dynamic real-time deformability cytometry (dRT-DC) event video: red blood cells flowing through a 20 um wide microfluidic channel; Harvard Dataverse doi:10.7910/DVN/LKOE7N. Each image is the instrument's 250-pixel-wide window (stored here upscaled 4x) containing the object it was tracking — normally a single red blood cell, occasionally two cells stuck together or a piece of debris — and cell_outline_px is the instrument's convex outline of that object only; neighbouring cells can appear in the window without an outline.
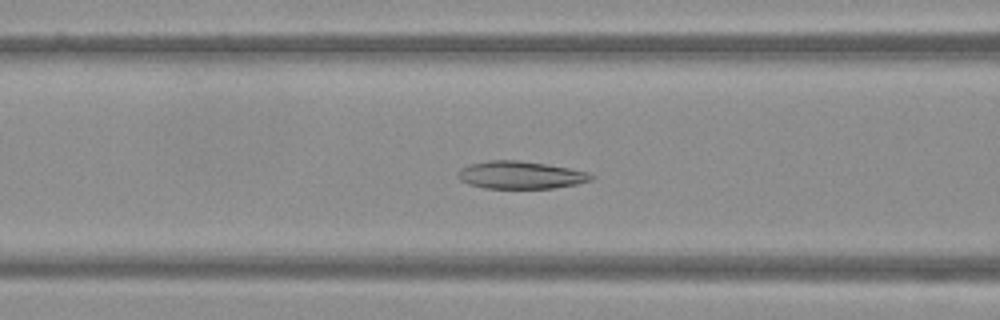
{"species": "Egyptian fruit bat (a non-hibernating species)", "species_latin": "Rousettus aegyptiacus", "temperature_condition": "warm", "stored_images_in_passage": 35, "camera_frame_rate_fps": 3000, "um_per_image_px": 0.085, "frame": {"image": 1, "passage_image": 5, "time_ms": 1.333, "image_size_px": [1000, 320], "cell_outline_px": [[596, 176], [592, 180], [576, 184], [552, 188], [484, 188], [468, 184], [460, 180], [456, 176], [456, 172], [460, 168], [468, 164], [488, 160], [520, 160], [568, 168], [588, 172]], "centroid_in_image_um": [44.19, 14.87], "position_along_channel_um": 122.4, "area_um2": 21.56}}
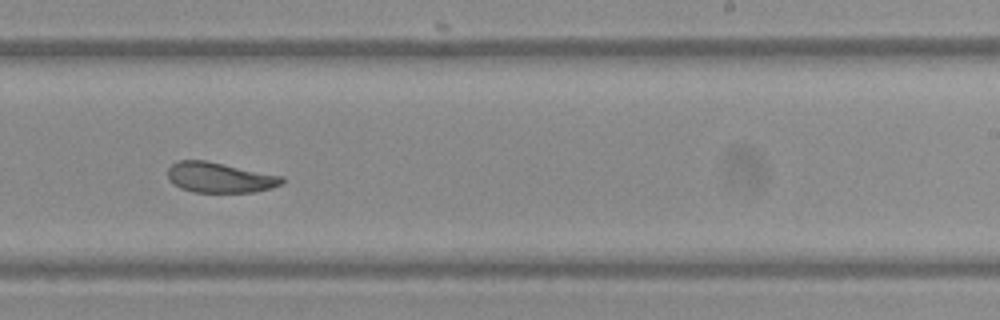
{"frame": {"image": 2, "passage_image": 16, "time_ms": 5.0, "image_size_px": [1000, 320], "cell_outline_px": [[284, 184], [272, 188], [252, 192], [192, 192], [180, 188], [172, 184], [168, 180], [168, 168], [176, 160], [208, 160], [284, 176]], "centroid_in_image_um": [18.68, 15.08], "position_along_channel_um": 270.3, "area_um2": 20.58}}
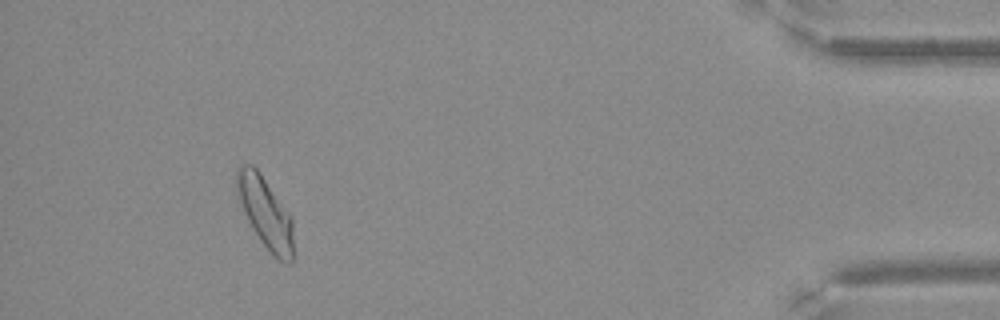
{"frame": {"image": 3, "passage_image": 31, "time_ms": 10.0, "image_size_px": [1000, 320], "cell_outline_px": [[292, 264], [288, 264], [280, 260], [260, 240], [252, 228], [244, 212], [236, 188], [236, 168], [244, 164], [252, 164], [260, 172], [292, 216]], "centroid_in_image_um": [22.55, 18.02], "position_along_channel_um": 412.6, "area_um2": 23.06}}